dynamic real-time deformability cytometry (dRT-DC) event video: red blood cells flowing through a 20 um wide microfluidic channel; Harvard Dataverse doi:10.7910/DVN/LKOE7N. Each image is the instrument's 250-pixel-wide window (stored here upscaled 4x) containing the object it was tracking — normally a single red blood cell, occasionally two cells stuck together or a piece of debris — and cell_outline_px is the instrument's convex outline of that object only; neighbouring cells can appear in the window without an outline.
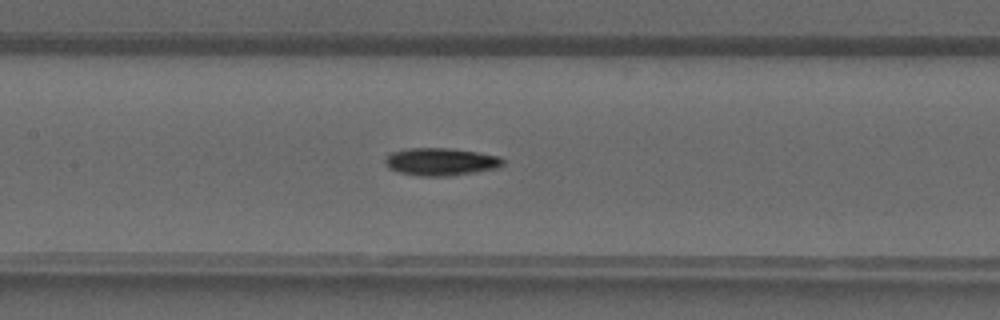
{"species": "common noctule bat (a hibernating species)", "species_latin": "Nyctalus noctula", "temperature_condition": "warm", "stored_images_in_passage": 40, "camera_frame_rate_fps": 3000, "um_per_image_px": 0.085, "animal": {"sex": "male", "forearm_length_mm": 52.5}, "frame": {"image": 1, "passage_image": 19, "time_ms": 6.0, "image_size_px": [1000, 320], "cell_outline_px": [[504, 164], [496, 168], [448, 176], [416, 176], [396, 172], [388, 168], [384, 164], [384, 160], [392, 152], [408, 148], [452, 148], [500, 156], [504, 160]], "centroid_in_image_um": [37.42, 13.75], "position_along_channel_um": 170.0, "area_um2": 19.02}}
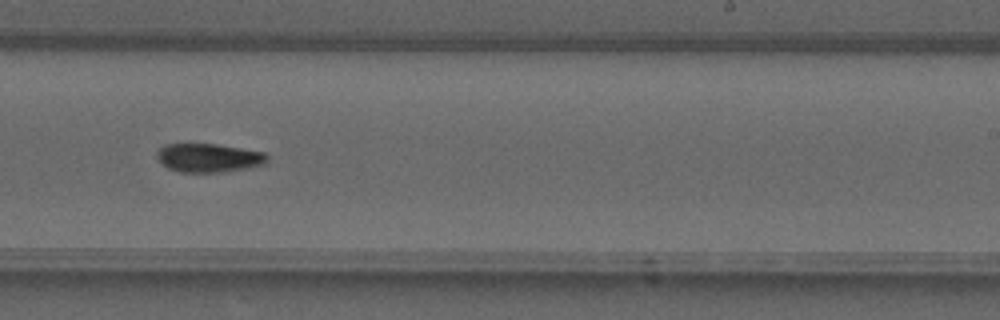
{"frame": {"image": 2, "passage_image": 25, "time_ms": 8.0, "image_size_px": [1000, 320], "cell_outline_px": [[268, 160], [264, 164], [248, 168], [224, 172], [180, 172], [168, 168], [156, 156], [156, 152], [164, 144], [216, 144], [264, 152], [268, 156]], "centroid_in_image_um": [17.75, 13.42], "position_along_channel_um": 271.3, "area_um2": 18.38}}
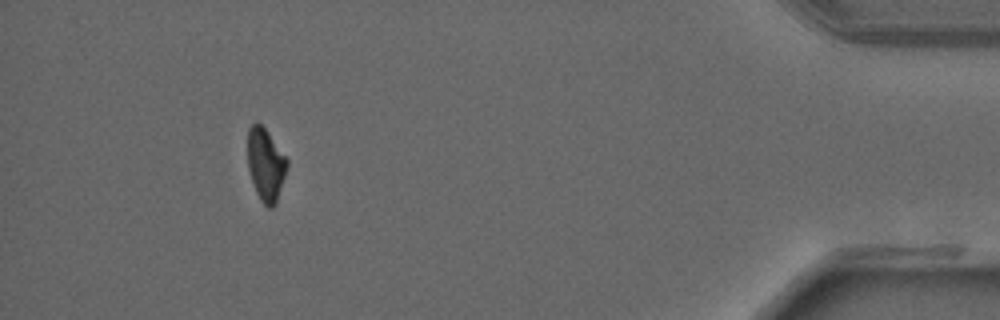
{"frame": {"image": 3, "passage_image": 37, "time_ms": 12.0, "image_size_px": [1000, 320], "cell_outline_px": [[288, 164], [276, 204], [272, 208], [268, 208], [260, 200], [256, 192], [248, 168], [248, 128], [256, 120], [264, 128], [288, 160]], "centroid_in_image_um": [22.57, 14.0], "position_along_channel_um": 412.6, "area_um2": 16.47}}